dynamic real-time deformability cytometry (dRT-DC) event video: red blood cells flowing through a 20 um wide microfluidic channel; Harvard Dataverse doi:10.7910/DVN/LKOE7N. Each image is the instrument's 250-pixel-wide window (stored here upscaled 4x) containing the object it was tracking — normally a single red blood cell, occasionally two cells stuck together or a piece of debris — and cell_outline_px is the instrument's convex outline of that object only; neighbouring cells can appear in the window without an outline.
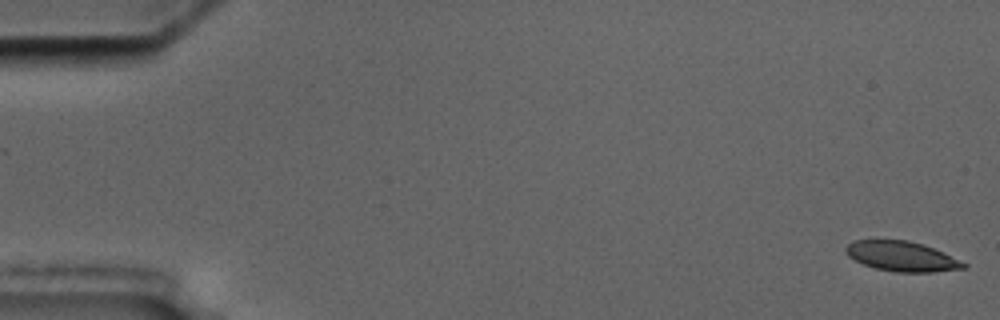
{"species": "common noctule bat (a hibernating species)", "species_latin": "Nyctalus noctula", "temperature_condition": "cold", "stored_images_in_passage": 14, "camera_frame_rate_fps": 3000, "um_per_image_px": 0.085, "animal": {"sex": "male", "body_mass_g": 17.5, "forearm_length_mm": 52.3}, "frame": {"image": 1, "passage_image": 1, "time_ms": 0.0, "image_size_px": [1000, 320], "cell_outline_px": [[968, 268], [932, 272], [896, 272], [876, 268], [864, 264], [848, 256], [844, 248], [852, 240], [876, 236], [908, 240], [924, 244], [944, 252], [968, 264]], "centroid_in_image_um": [76.61, 21.73], "position_along_channel_um": 8.4, "area_um2": 21.44}}
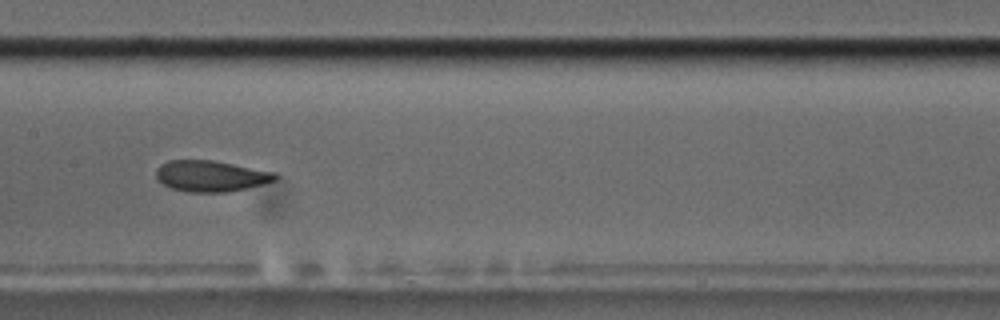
{"frame": {"image": 2, "passage_image": 8, "time_ms": 9.333, "image_size_px": [1000, 320], "cell_outline_px": [[280, 176], [276, 180], [264, 184], [228, 192], [184, 192], [172, 188], [164, 184], [156, 176], [156, 168], [160, 164], [168, 160], [212, 160], [276, 172]], "centroid_in_image_um": [17.95, 14.96], "position_along_channel_um": 189.5, "area_um2": 21.68}}
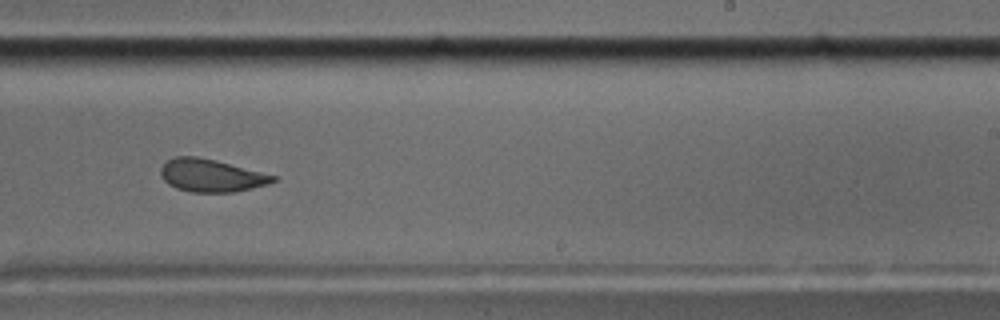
{"frame": {"image": 3, "passage_image": 10, "time_ms": 11.667, "image_size_px": [1000, 320], "cell_outline_px": [[276, 180], [268, 184], [252, 188], [232, 192], [192, 192], [176, 188], [168, 184], [160, 176], [160, 168], [168, 160], [176, 156], [196, 156], [216, 160], [276, 176]], "centroid_in_image_um": [17.92, 14.91], "position_along_channel_um": 271.1, "area_um2": 21.27}, "authors_computed_cell_mechanics": {"area_um2": 21.8195, "velocity_mm_per_s": 3.4989, "shape_relaxation_time_tau1_ms": null, "shape_relaxation_time_tau2_ms": 1.8864, "deformation_change_tau1": null, "deformation_change_tau2": 0.0897}}